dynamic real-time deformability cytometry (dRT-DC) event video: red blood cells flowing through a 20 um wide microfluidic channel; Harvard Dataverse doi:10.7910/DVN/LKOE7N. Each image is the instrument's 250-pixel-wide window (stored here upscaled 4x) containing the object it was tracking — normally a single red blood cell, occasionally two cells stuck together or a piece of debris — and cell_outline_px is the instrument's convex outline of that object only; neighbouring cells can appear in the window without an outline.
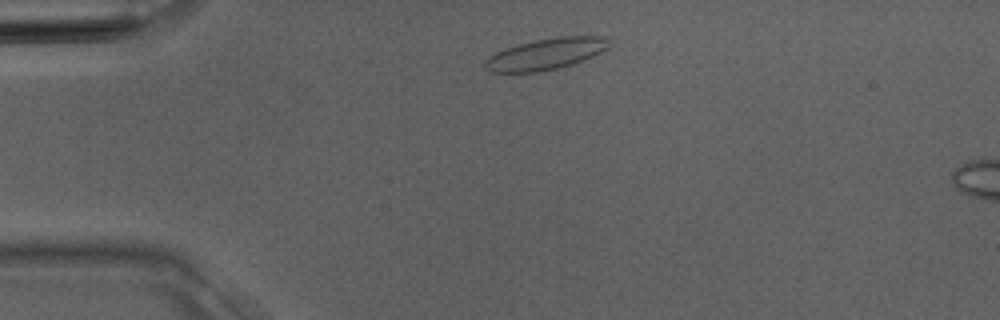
{"species": "Egyptian fruit bat (a non-hibernating species)", "species_latin": "Rousettus aegyptiacus", "temperature_condition": "room temperature", "stored_images_in_passage": 3, "camera_frame_rate_fps": 3000, "um_per_image_px": 0.085, "animal": {"sex": "male"}, "frame": {"image": 1, "passage_image": 1, "time_ms": 0.0, "image_size_px": [1000, 320], "cell_outline_px": [[608, 48], [592, 56], [572, 64], [540, 72], [488, 72], [484, 68], [484, 60], [488, 56], [504, 48], [516, 44], [556, 36], [604, 36], [608, 40]], "centroid_in_image_um": [46.33, 4.59], "position_along_channel_um": 38.7, "area_um2": 22.66}}